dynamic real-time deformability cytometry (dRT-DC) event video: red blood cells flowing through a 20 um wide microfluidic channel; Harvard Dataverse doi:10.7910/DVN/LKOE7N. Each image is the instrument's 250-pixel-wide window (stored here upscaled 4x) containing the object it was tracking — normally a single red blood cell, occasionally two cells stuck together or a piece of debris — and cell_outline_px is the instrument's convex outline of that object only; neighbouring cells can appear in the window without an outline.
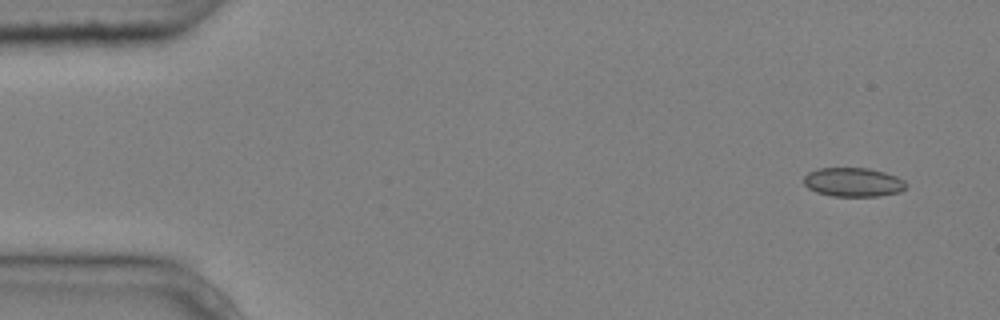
{"species": "common noctule bat (a hibernating species)", "species_latin": "Nyctalus noctula", "temperature_condition": "cold", "stored_images_in_passage": 5, "camera_frame_rate_fps": 3000, "um_per_image_px": 0.085, "animal": {"sex": "male", "body_mass_g": 20.4}, "frame": {"image": 1, "passage_image": 1, "time_ms": 0.0, "image_size_px": [1000, 320], "cell_outline_px": [[908, 184], [900, 192], [876, 196], [832, 196], [816, 192], [808, 188], [804, 184], [804, 176], [808, 172], [816, 168], [868, 168], [884, 172], [896, 176], [904, 180]], "centroid_in_image_um": [72.5, 15.48], "position_along_channel_um": 12.5, "area_um2": 17.34}}
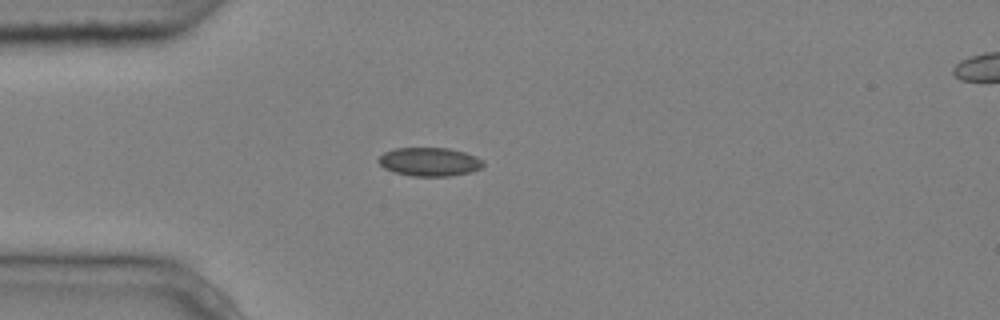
{"frame": {"image": 2, "passage_image": 4, "time_ms": 1.0, "image_size_px": [1000, 320], "cell_outline_px": [[484, 164], [480, 168], [472, 172], [448, 176], [412, 176], [396, 172], [384, 168], [376, 160], [384, 152], [396, 148], [448, 148], [464, 152], [476, 156], [484, 160]], "centroid_in_image_um": [36.52, 13.75], "position_along_channel_um": 48.5, "area_um2": 17.46}}